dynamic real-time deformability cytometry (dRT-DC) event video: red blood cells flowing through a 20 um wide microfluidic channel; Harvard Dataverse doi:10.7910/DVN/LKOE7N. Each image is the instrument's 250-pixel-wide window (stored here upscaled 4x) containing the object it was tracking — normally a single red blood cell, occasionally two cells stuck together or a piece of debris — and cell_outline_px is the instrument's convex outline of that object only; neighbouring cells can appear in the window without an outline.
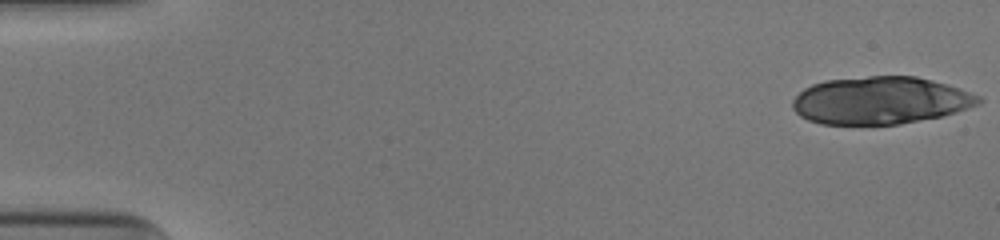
{"species": "human", "species_latin": "Homo sapiens", "temperature_condition": "cold", "stored_images_in_passage": 16, "camera_frame_rate_fps": 3000, "um_per_image_px": 0.085, "donor": {"sex": "male"}, "frame": {"image": 1, "passage_image": 1, "time_ms": 0.0, "image_size_px": [1000, 240], "cell_outline_px": [[984, 100], [980, 104], [956, 112], [940, 116], [900, 124], [820, 124], [808, 120], [800, 116], [792, 108], [792, 100], [804, 88], [812, 84], [824, 80], [868, 76], [916, 76], [948, 84], [960, 88], [980, 96]], "centroid_in_image_um": [74.84, 8.53], "position_along_channel_um": 10.2, "area_um2": 51.62}}
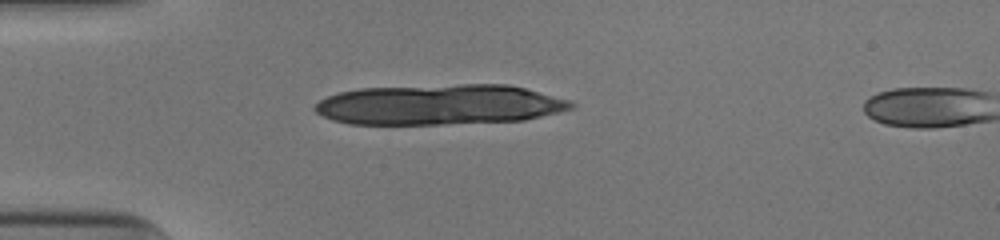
{"frame": {"image": 2, "passage_image": 14, "time_ms": 4.333, "image_size_px": [1000, 240], "cell_outline_px": [[576, 108], [560, 112], [524, 120], [440, 124], [348, 124], [332, 120], [316, 112], [312, 108], [320, 100], [328, 96], [340, 92], [360, 88], [460, 84], [508, 84], [572, 100], [576, 104]], "centroid_in_image_um": [37.39, 8.89], "position_along_channel_um": 47.6, "area_um2": 60.46}}